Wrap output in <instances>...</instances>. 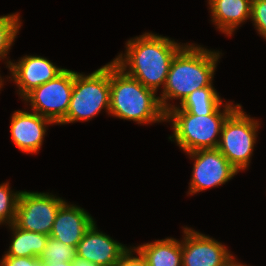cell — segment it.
I'll use <instances>...</instances> for the list:
<instances>
[{
    "label": "cell",
    "mask_w": 266,
    "mask_h": 266,
    "mask_svg": "<svg viewBox=\"0 0 266 266\" xmlns=\"http://www.w3.org/2000/svg\"><path fill=\"white\" fill-rule=\"evenodd\" d=\"M10 228L13 231V238L8 251L3 256L39 258L46 247L49 236L22 230L14 223L9 225Z\"/></svg>",
    "instance_id": "e0dca14e"
},
{
    "label": "cell",
    "mask_w": 266,
    "mask_h": 266,
    "mask_svg": "<svg viewBox=\"0 0 266 266\" xmlns=\"http://www.w3.org/2000/svg\"><path fill=\"white\" fill-rule=\"evenodd\" d=\"M211 21L227 36L251 19L252 0H208Z\"/></svg>",
    "instance_id": "9a60e30c"
},
{
    "label": "cell",
    "mask_w": 266,
    "mask_h": 266,
    "mask_svg": "<svg viewBox=\"0 0 266 266\" xmlns=\"http://www.w3.org/2000/svg\"><path fill=\"white\" fill-rule=\"evenodd\" d=\"M181 240L182 266H220L231 254L225 245L189 227Z\"/></svg>",
    "instance_id": "8fae6325"
},
{
    "label": "cell",
    "mask_w": 266,
    "mask_h": 266,
    "mask_svg": "<svg viewBox=\"0 0 266 266\" xmlns=\"http://www.w3.org/2000/svg\"><path fill=\"white\" fill-rule=\"evenodd\" d=\"M21 24L18 12L0 16V61L7 57Z\"/></svg>",
    "instance_id": "d6986e66"
},
{
    "label": "cell",
    "mask_w": 266,
    "mask_h": 266,
    "mask_svg": "<svg viewBox=\"0 0 266 266\" xmlns=\"http://www.w3.org/2000/svg\"><path fill=\"white\" fill-rule=\"evenodd\" d=\"M185 45L169 37L147 32L129 39L125 53L119 54L113 62L146 88L157 92L161 85L162 88L165 85L174 56Z\"/></svg>",
    "instance_id": "6da1fadb"
},
{
    "label": "cell",
    "mask_w": 266,
    "mask_h": 266,
    "mask_svg": "<svg viewBox=\"0 0 266 266\" xmlns=\"http://www.w3.org/2000/svg\"><path fill=\"white\" fill-rule=\"evenodd\" d=\"M3 81H4V78L2 79V77L0 76V90H1L2 86L4 85Z\"/></svg>",
    "instance_id": "83f0119b"
},
{
    "label": "cell",
    "mask_w": 266,
    "mask_h": 266,
    "mask_svg": "<svg viewBox=\"0 0 266 266\" xmlns=\"http://www.w3.org/2000/svg\"><path fill=\"white\" fill-rule=\"evenodd\" d=\"M148 266H182L181 241L165 238L132 247Z\"/></svg>",
    "instance_id": "2e32d148"
},
{
    "label": "cell",
    "mask_w": 266,
    "mask_h": 266,
    "mask_svg": "<svg viewBox=\"0 0 266 266\" xmlns=\"http://www.w3.org/2000/svg\"><path fill=\"white\" fill-rule=\"evenodd\" d=\"M10 71L9 79L18 87L20 98H24L33 89L54 79L65 68H59L50 60L41 56L25 55L18 62L6 61Z\"/></svg>",
    "instance_id": "30bf717a"
},
{
    "label": "cell",
    "mask_w": 266,
    "mask_h": 266,
    "mask_svg": "<svg viewBox=\"0 0 266 266\" xmlns=\"http://www.w3.org/2000/svg\"><path fill=\"white\" fill-rule=\"evenodd\" d=\"M187 155L195 161L189 183L190 195L221 186L239 172L217 148L188 152Z\"/></svg>",
    "instance_id": "9c48e42d"
},
{
    "label": "cell",
    "mask_w": 266,
    "mask_h": 266,
    "mask_svg": "<svg viewBox=\"0 0 266 266\" xmlns=\"http://www.w3.org/2000/svg\"><path fill=\"white\" fill-rule=\"evenodd\" d=\"M134 249H130L119 259L115 266H148L144 259L137 253L138 256H133Z\"/></svg>",
    "instance_id": "cb8c5ba5"
},
{
    "label": "cell",
    "mask_w": 266,
    "mask_h": 266,
    "mask_svg": "<svg viewBox=\"0 0 266 266\" xmlns=\"http://www.w3.org/2000/svg\"><path fill=\"white\" fill-rule=\"evenodd\" d=\"M20 194L12 191L8 182L0 184V225L14 223Z\"/></svg>",
    "instance_id": "44dd1931"
},
{
    "label": "cell",
    "mask_w": 266,
    "mask_h": 266,
    "mask_svg": "<svg viewBox=\"0 0 266 266\" xmlns=\"http://www.w3.org/2000/svg\"><path fill=\"white\" fill-rule=\"evenodd\" d=\"M44 266H73V261L59 262V263H57V264H53V263H44Z\"/></svg>",
    "instance_id": "4316f807"
},
{
    "label": "cell",
    "mask_w": 266,
    "mask_h": 266,
    "mask_svg": "<svg viewBox=\"0 0 266 266\" xmlns=\"http://www.w3.org/2000/svg\"><path fill=\"white\" fill-rule=\"evenodd\" d=\"M94 221L84 208L65 202L56 214L49 237L76 248Z\"/></svg>",
    "instance_id": "5bb4252c"
},
{
    "label": "cell",
    "mask_w": 266,
    "mask_h": 266,
    "mask_svg": "<svg viewBox=\"0 0 266 266\" xmlns=\"http://www.w3.org/2000/svg\"><path fill=\"white\" fill-rule=\"evenodd\" d=\"M156 92L146 88L138 80L126 74L113 61L110 62L109 115L137 124L166 121Z\"/></svg>",
    "instance_id": "3957f363"
},
{
    "label": "cell",
    "mask_w": 266,
    "mask_h": 266,
    "mask_svg": "<svg viewBox=\"0 0 266 266\" xmlns=\"http://www.w3.org/2000/svg\"><path fill=\"white\" fill-rule=\"evenodd\" d=\"M109 107L110 62L89 75L75 72L68 112L58 125L89 121L102 109L109 115Z\"/></svg>",
    "instance_id": "5b68a950"
},
{
    "label": "cell",
    "mask_w": 266,
    "mask_h": 266,
    "mask_svg": "<svg viewBox=\"0 0 266 266\" xmlns=\"http://www.w3.org/2000/svg\"><path fill=\"white\" fill-rule=\"evenodd\" d=\"M251 21L258 34L266 40V0H252Z\"/></svg>",
    "instance_id": "7402d4cb"
},
{
    "label": "cell",
    "mask_w": 266,
    "mask_h": 266,
    "mask_svg": "<svg viewBox=\"0 0 266 266\" xmlns=\"http://www.w3.org/2000/svg\"><path fill=\"white\" fill-rule=\"evenodd\" d=\"M222 98L213 85L190 93L180 104V108L194 115H210L221 103Z\"/></svg>",
    "instance_id": "ac0fdd59"
},
{
    "label": "cell",
    "mask_w": 266,
    "mask_h": 266,
    "mask_svg": "<svg viewBox=\"0 0 266 266\" xmlns=\"http://www.w3.org/2000/svg\"><path fill=\"white\" fill-rule=\"evenodd\" d=\"M129 249L98 230L94 221L78 243L76 256L90 261L96 266H115Z\"/></svg>",
    "instance_id": "7c38bea8"
},
{
    "label": "cell",
    "mask_w": 266,
    "mask_h": 266,
    "mask_svg": "<svg viewBox=\"0 0 266 266\" xmlns=\"http://www.w3.org/2000/svg\"><path fill=\"white\" fill-rule=\"evenodd\" d=\"M76 258V248L61 241L48 238L46 247L39 259L43 263L57 264L59 262L73 261Z\"/></svg>",
    "instance_id": "ffe728a7"
},
{
    "label": "cell",
    "mask_w": 266,
    "mask_h": 266,
    "mask_svg": "<svg viewBox=\"0 0 266 266\" xmlns=\"http://www.w3.org/2000/svg\"><path fill=\"white\" fill-rule=\"evenodd\" d=\"M50 124L55 123L36 112L14 111L10 122L12 141L24 153H37L43 144L47 125Z\"/></svg>",
    "instance_id": "4fadbf2b"
},
{
    "label": "cell",
    "mask_w": 266,
    "mask_h": 266,
    "mask_svg": "<svg viewBox=\"0 0 266 266\" xmlns=\"http://www.w3.org/2000/svg\"><path fill=\"white\" fill-rule=\"evenodd\" d=\"M0 266H44V263L37 257L2 256Z\"/></svg>",
    "instance_id": "603a6c76"
},
{
    "label": "cell",
    "mask_w": 266,
    "mask_h": 266,
    "mask_svg": "<svg viewBox=\"0 0 266 266\" xmlns=\"http://www.w3.org/2000/svg\"><path fill=\"white\" fill-rule=\"evenodd\" d=\"M65 202L49 193L21 191L14 224L22 230L49 236L56 214Z\"/></svg>",
    "instance_id": "ba28073f"
},
{
    "label": "cell",
    "mask_w": 266,
    "mask_h": 266,
    "mask_svg": "<svg viewBox=\"0 0 266 266\" xmlns=\"http://www.w3.org/2000/svg\"><path fill=\"white\" fill-rule=\"evenodd\" d=\"M75 71L64 69L54 79L29 92L23 100L31 110L59 124L68 112Z\"/></svg>",
    "instance_id": "52a82bcc"
},
{
    "label": "cell",
    "mask_w": 266,
    "mask_h": 266,
    "mask_svg": "<svg viewBox=\"0 0 266 266\" xmlns=\"http://www.w3.org/2000/svg\"><path fill=\"white\" fill-rule=\"evenodd\" d=\"M73 266H96V265L90 261H87L85 259L76 256V258L73 260Z\"/></svg>",
    "instance_id": "484cf974"
},
{
    "label": "cell",
    "mask_w": 266,
    "mask_h": 266,
    "mask_svg": "<svg viewBox=\"0 0 266 266\" xmlns=\"http://www.w3.org/2000/svg\"><path fill=\"white\" fill-rule=\"evenodd\" d=\"M220 51H212L196 44H187L174 56L159 100L165 112L180 104L193 91L213 84Z\"/></svg>",
    "instance_id": "7a4b0ae2"
},
{
    "label": "cell",
    "mask_w": 266,
    "mask_h": 266,
    "mask_svg": "<svg viewBox=\"0 0 266 266\" xmlns=\"http://www.w3.org/2000/svg\"><path fill=\"white\" fill-rule=\"evenodd\" d=\"M259 121L248 116L239 104L225 119L217 149L240 172L250 164Z\"/></svg>",
    "instance_id": "8992f818"
},
{
    "label": "cell",
    "mask_w": 266,
    "mask_h": 266,
    "mask_svg": "<svg viewBox=\"0 0 266 266\" xmlns=\"http://www.w3.org/2000/svg\"><path fill=\"white\" fill-rule=\"evenodd\" d=\"M238 105L232 104V101L225 104L222 102L210 115L202 116L174 106L166 112V122L171 121L173 127V135L169 139L175 141L185 153L217 148L222 125Z\"/></svg>",
    "instance_id": "277c9868"
},
{
    "label": "cell",
    "mask_w": 266,
    "mask_h": 266,
    "mask_svg": "<svg viewBox=\"0 0 266 266\" xmlns=\"http://www.w3.org/2000/svg\"><path fill=\"white\" fill-rule=\"evenodd\" d=\"M237 261L238 260L235 259V256L231 254L220 266H248Z\"/></svg>",
    "instance_id": "d4e9b609"
}]
</instances>
